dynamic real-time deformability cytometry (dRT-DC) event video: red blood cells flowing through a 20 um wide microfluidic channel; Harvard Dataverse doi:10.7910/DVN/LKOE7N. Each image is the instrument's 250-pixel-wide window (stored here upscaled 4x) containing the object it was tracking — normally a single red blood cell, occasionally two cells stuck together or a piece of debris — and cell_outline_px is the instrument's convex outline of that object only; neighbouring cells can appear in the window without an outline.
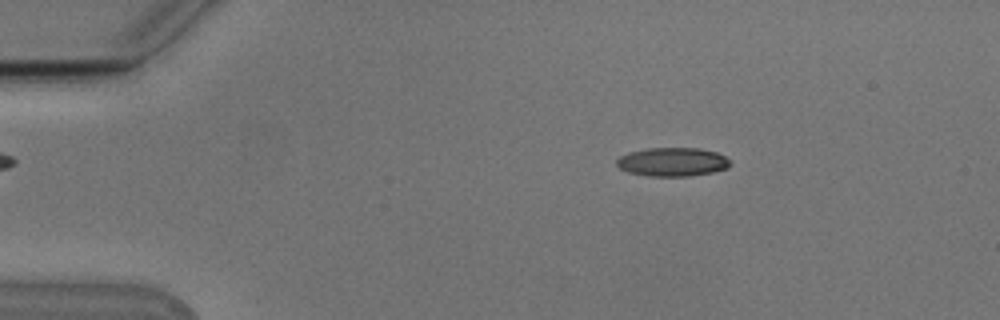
{"species": "Egyptian fruit bat (a non-hibernating species)", "species_latin": "Rousettus aegyptiacus", "temperature_condition": "cold", "stored_images_in_passage": 49, "camera_frame_rate_fps": 3000, "um_per_image_px": 0.085, "animal": {"sex": "male"}, "frame": {"image": 1, "passage_image": 4, "time_ms": 1.0, "image_size_px": [1000, 320], "cell_outline_px": [[732, 164], [728, 168], [712, 172], [688, 176], [648, 176], [628, 172], [620, 168], [616, 164], [616, 160], [620, 156], [628, 152], [648, 148], [700, 148], [716, 152], [732, 160]], "centroid_in_image_um": [57.18, 13.76], "position_along_channel_um": 27.8, "area_um2": 19.13}}
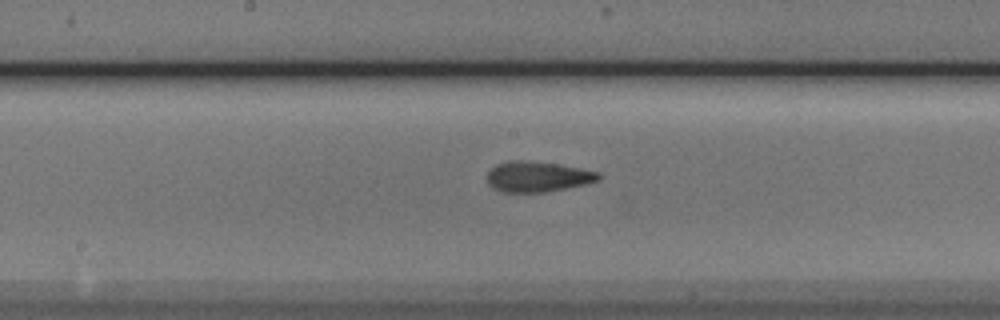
{"frame": {"image": 2, "passage_image": 23, "time_ms": 7.333, "image_size_px": [1000, 320], "cell_outline_px": [[600, 180], [588, 184], [544, 192], [500, 192], [492, 188], [488, 184], [488, 172], [496, 164], [508, 160], [524, 160], [556, 164], [580, 168], [600, 172]], "centroid_in_image_um": [45.69, 15.02], "position_along_channel_um": 202.5, "area_um2": 19.88}}
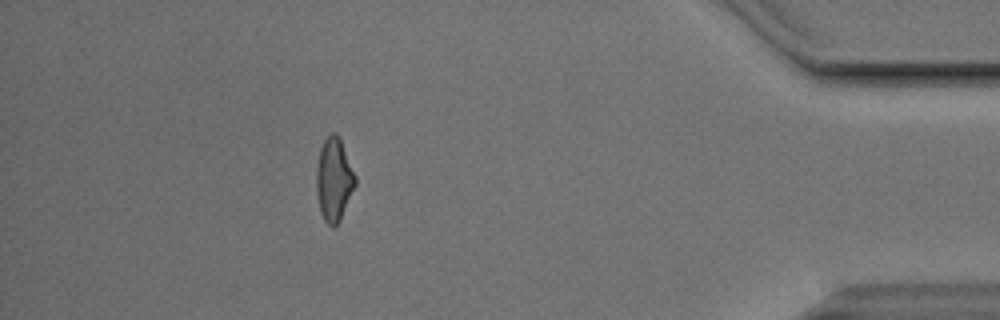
{"frame": {"image": 3, "passage_image": 43, "time_ms": 14.0, "image_size_px": [1000, 320], "cell_outline_px": [[356, 184], [340, 220], [332, 228], [324, 220], [320, 212], [316, 192], [316, 168], [320, 148], [324, 140], [332, 132], [336, 132], [340, 136], [356, 176]], "centroid_in_image_um": [28.38, 15.23], "position_along_channel_um": 406.8, "area_um2": 19.02}, "authors_computed_cell_mechanics": {"area_um2": 19.1896, "velocity_mm_per_s": 3.7968, "shape_relaxation_time_tau1_ms": 5.2813, "shape_relaxation_time_tau2_ms": 1.8757, "deformation_change_tau1": 0.1652, "deformation_change_tau2": 0.1114}}